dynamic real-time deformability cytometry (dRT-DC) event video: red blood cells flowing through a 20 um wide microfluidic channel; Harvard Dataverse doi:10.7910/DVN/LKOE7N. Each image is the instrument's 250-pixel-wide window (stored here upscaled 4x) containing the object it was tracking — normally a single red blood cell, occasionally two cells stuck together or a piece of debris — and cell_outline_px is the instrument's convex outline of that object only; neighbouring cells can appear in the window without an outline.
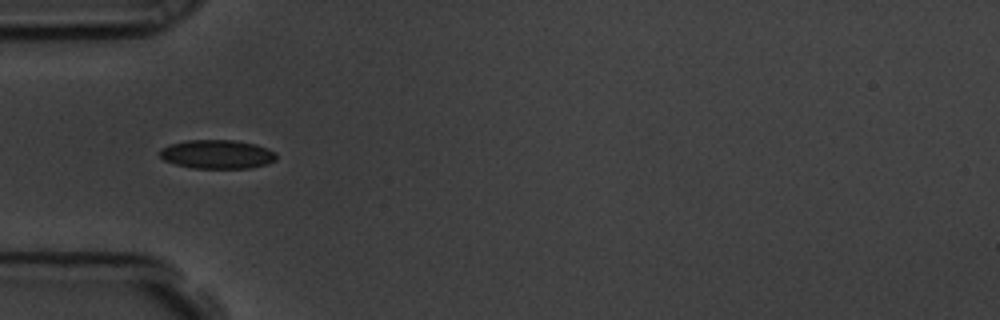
{"species": "common noctule bat (a hibernating species)", "species_latin": "Nyctalus noctula", "temperature_condition": "room temperature", "stored_images_in_passage": 40, "camera_frame_rate_fps": 3000, "um_per_image_px": 0.085, "animal": {"sex": "male", "body_mass_g": 19.5, "forearm_length_mm": 54.6}, "frame": {"image": 1, "passage_image": 1, "time_ms": 0.0, "image_size_px": [1000, 320], "cell_outline_px": [[276, 160], [268, 164], [248, 168], [192, 168], [176, 164], [164, 160], [160, 156], [160, 148], [172, 144], [188, 140], [232, 140], [256, 144], [268, 148], [276, 152]], "centroid_in_image_um": [18.49, 13.11], "position_along_channel_um": 66.5, "area_um2": 19.59}}
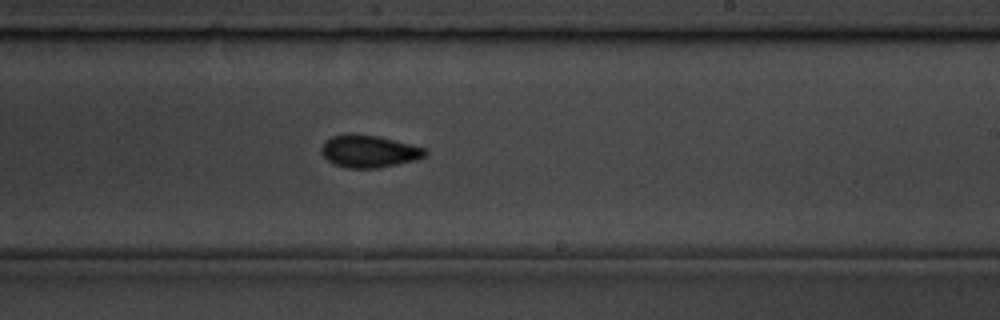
{"frame": {"image": 2, "passage_image": 17, "time_ms": 5.333, "image_size_px": [1000, 320], "cell_outline_px": [[428, 152], [424, 156], [416, 160], [376, 168], [344, 168], [332, 164], [320, 152], [320, 148], [324, 140], [332, 136], [348, 132], [352, 132], [376, 136], [424, 148]], "centroid_in_image_um": [31.27, 12.85], "position_along_channel_um": 257.7, "area_um2": 19.65}}
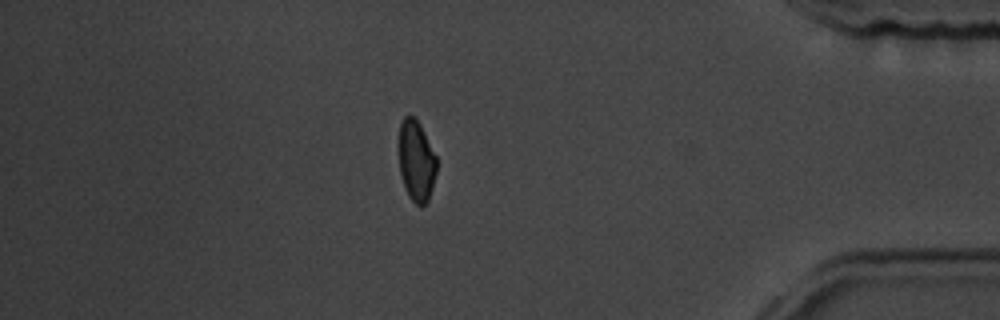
{"frame": {"image": 3, "passage_image": 32, "time_ms": 10.333, "image_size_px": [1000, 320], "cell_outline_px": [[436, 172], [432, 188], [428, 200], [420, 208], [408, 196], [400, 172], [400, 124], [404, 116], [412, 116], [420, 124], [436, 156]], "centroid_in_image_um": [35.4, 13.7], "position_along_channel_um": 399.8, "area_um2": 17.46}, "authors_computed_cell_mechanics": {"area_um2": 19.2185, "velocity_mm_per_s": 3.598, "shape_relaxation_time_tau1_ms": 4.8391, "shape_relaxation_time_tau2_ms": 2.1124, "deformation_change_tau1": 0.1087, "deformation_change_tau2": 0.0592}}